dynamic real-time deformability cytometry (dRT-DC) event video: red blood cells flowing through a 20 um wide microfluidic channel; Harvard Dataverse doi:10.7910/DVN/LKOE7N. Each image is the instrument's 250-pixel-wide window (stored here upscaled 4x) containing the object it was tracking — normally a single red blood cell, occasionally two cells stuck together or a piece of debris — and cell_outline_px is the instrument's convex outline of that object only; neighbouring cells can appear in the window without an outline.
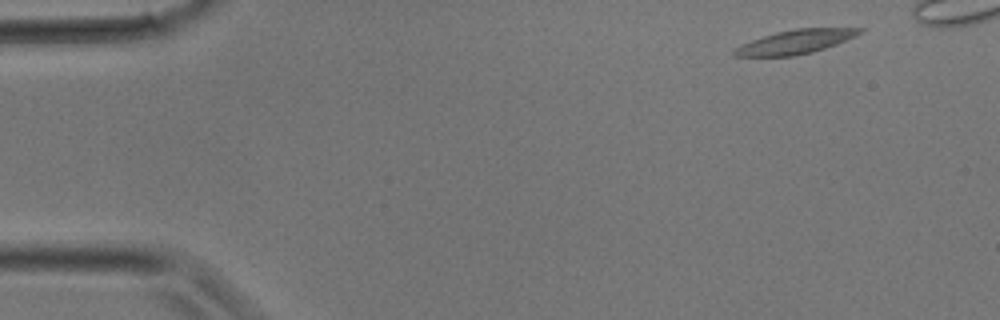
{"species": "common noctule bat (a hibernating species)", "species_latin": "Nyctalus noctula", "temperature_condition": "room temperature", "stored_images_in_passage": 27, "camera_frame_rate_fps": 3000, "um_per_image_px": 0.085, "animal": {"sex": "male", "body_mass_g": 17.9}, "frame": {"image": 1, "passage_image": 2, "time_ms": 0.333, "image_size_px": [1000, 320], "cell_outline_px": [[864, 32], [856, 36], [836, 44], [812, 52], [796, 56], [732, 56], [732, 52], [740, 44], [776, 32], [796, 28], [864, 28]], "centroid_in_image_um": [67.62, 3.55], "position_along_channel_um": 17.4, "area_um2": 17.46}}
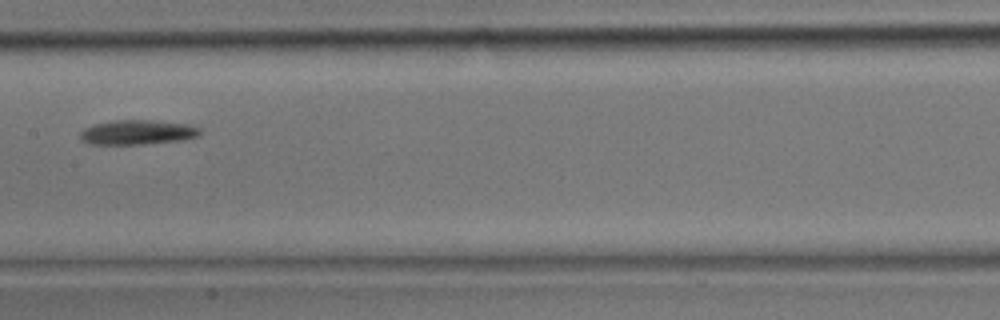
{"frame": {"image": 2, "passage_image": 15, "time_ms": 4.667, "image_size_px": [1000, 320], "cell_outline_px": [[200, 136], [184, 140], [144, 144], [88, 144], [80, 140], [80, 132], [84, 128], [92, 124], [112, 120], [152, 120], [188, 124], [200, 128]], "centroid_in_image_um": [11.67, 11.24], "position_along_channel_um": 195.7, "area_um2": 17.46}}
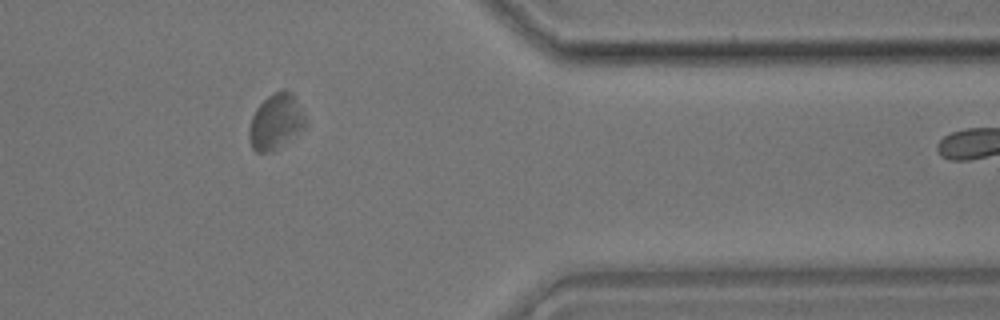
{"frame": {"image": 3, "passage_image": 25, "time_ms": 8.0, "image_size_px": [1000, 320], "cell_outline_px": [[308, 120], [304, 128], [268, 152], [256, 152], [252, 148], [248, 140], [248, 128], [252, 116], [256, 108], [268, 96], [276, 92], [292, 92], [304, 112]], "centroid_in_image_um": [23.43, 10.33], "position_along_channel_um": 388.0, "area_um2": 17.8}}